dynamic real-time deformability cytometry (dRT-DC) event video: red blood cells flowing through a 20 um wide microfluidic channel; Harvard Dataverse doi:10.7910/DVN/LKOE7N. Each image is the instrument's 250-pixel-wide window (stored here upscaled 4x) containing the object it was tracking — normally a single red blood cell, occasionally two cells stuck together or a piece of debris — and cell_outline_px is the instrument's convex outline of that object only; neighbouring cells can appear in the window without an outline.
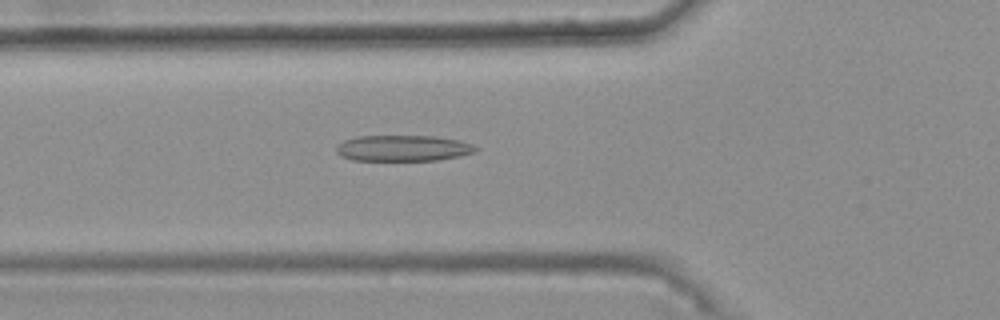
{"species": "common noctule bat (a hibernating species)", "species_latin": "Nyctalus noctula", "temperature_condition": "warm", "stored_images_in_passage": 35, "camera_frame_rate_fps": 3000, "um_per_image_px": 0.085, "animal": {"sex": "female", "body_mass_g": 25.1}, "frame": {"image": 1, "passage_image": 6, "time_ms": 1.667, "image_size_px": [1000, 320], "cell_outline_px": [[480, 148], [472, 152], [460, 156], [436, 160], [352, 160], [340, 156], [336, 152], [336, 148], [344, 140], [356, 136], [436, 136], [456, 140], [472, 144]], "centroid_in_image_um": [34.23, 12.59], "position_along_channel_um": 91.6, "area_um2": 20.98}}
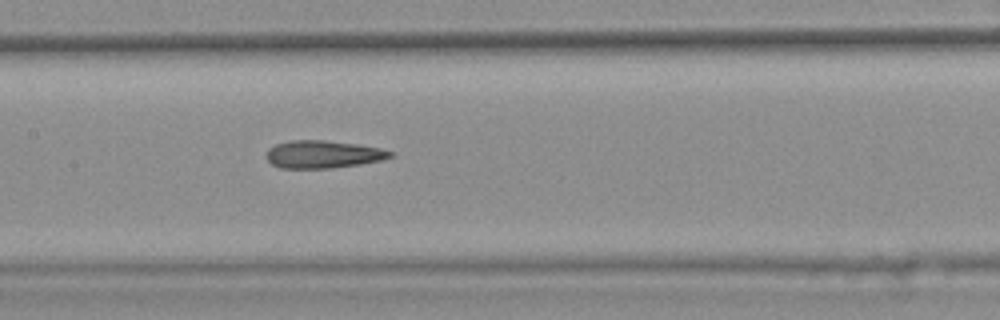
{"frame": {"image": 2, "passage_image": 13, "time_ms": 4.0, "image_size_px": [1000, 320], "cell_outline_px": [[396, 152], [392, 156], [380, 160], [360, 164], [328, 168], [280, 168], [272, 164], [264, 156], [268, 148], [276, 144], [288, 140], [324, 140], [356, 144], [380, 148]], "centroid_in_image_um": [27.42, 13.11], "position_along_channel_um": 180.0, "area_um2": 20.0}}
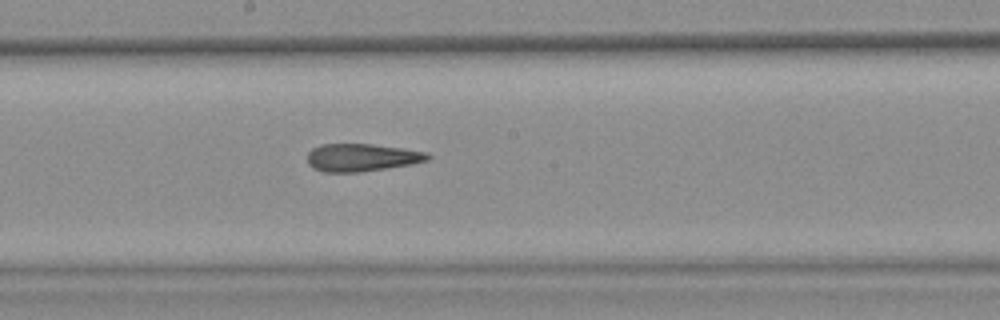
{"frame": {"image": 3, "passage_image": 16, "time_ms": 5.0, "image_size_px": [1000, 320], "cell_outline_px": [[432, 156], [428, 160], [412, 164], [360, 172], [320, 172], [312, 168], [308, 164], [308, 152], [312, 148], [320, 144], [372, 144], [404, 148], [428, 152]], "centroid_in_image_um": [30.74, 13.39], "position_along_channel_um": 217.5, "area_um2": 19.65}, "authors_computed_cell_mechanics": {"area_um2": 19.652, "velocity_mm_per_s": 3.7722, "shape_relaxation_time_tau1_ms": null, "shape_relaxation_time_tau2_ms": 3.7395, "deformation_change_tau1": null, "deformation_change_tau2": 0.1653}}